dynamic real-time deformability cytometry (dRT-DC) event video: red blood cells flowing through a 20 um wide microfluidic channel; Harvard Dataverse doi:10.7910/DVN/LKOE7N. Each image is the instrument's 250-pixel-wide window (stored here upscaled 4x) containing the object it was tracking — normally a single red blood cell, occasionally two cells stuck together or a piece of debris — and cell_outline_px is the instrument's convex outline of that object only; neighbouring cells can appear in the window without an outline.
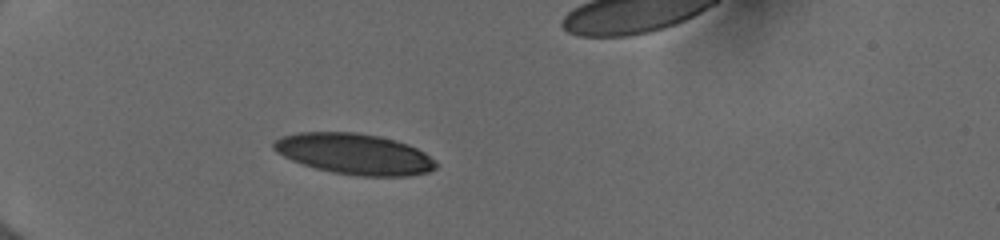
{"species": "human", "species_latin": "Homo sapiens", "temperature_condition": "cold", "stored_images_in_passage": 37, "camera_frame_rate_fps": 3000, "um_per_image_px": 0.085, "donor": {"sex": "female"}, "frame": {"image": 1, "passage_image": 1, "time_ms": 0.0, "image_size_px": [1000, 240], "cell_outline_px": [[436, 168], [428, 172], [408, 176], [360, 176], [332, 172], [316, 168], [292, 160], [276, 152], [272, 148], [272, 144], [280, 136], [300, 132], [356, 132], [380, 136], [408, 144], [424, 152], [436, 160]], "centroid_in_image_um": [30.13, 13.08], "position_along_channel_um": 54.9, "area_um2": 38.61}}
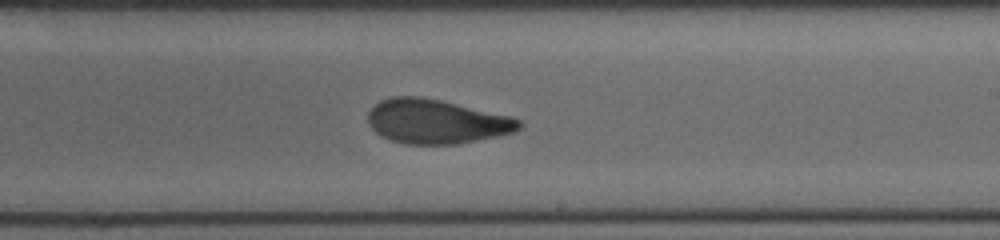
{"frame": {"image": 2, "passage_image": 18, "time_ms": 5.667, "image_size_px": [1000, 240], "cell_outline_px": [[524, 124], [516, 132], [456, 144], [404, 144], [380, 136], [368, 124], [368, 112], [380, 100], [392, 96], [420, 96], [440, 100], [512, 116], [520, 120]], "centroid_in_image_um": [37.09, 10.32], "position_along_channel_um": 251.9, "area_um2": 39.07}}
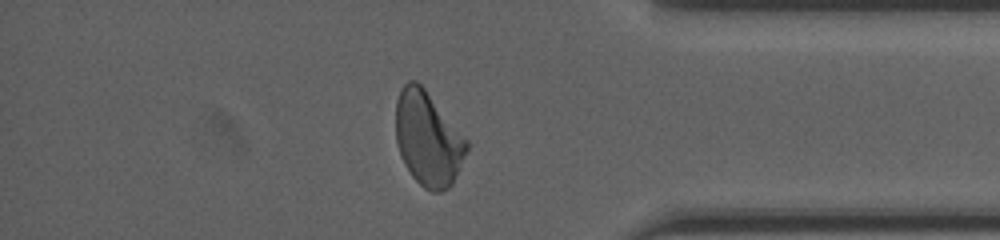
{"frame": {"image": 3, "passage_image": 30, "time_ms": 9.667, "image_size_px": [1000, 240], "cell_outline_px": [[468, 148], [452, 184], [448, 188], [440, 192], [432, 192], [424, 188], [412, 176], [404, 164], [400, 156], [396, 140], [396, 100], [400, 88], [408, 80], [416, 80], [424, 88], [468, 140]], "centroid_in_image_um": [36.35, 11.79], "position_along_channel_um": 398.8, "area_um2": 38.84}, "authors_computed_cell_mechanics": {"area_um2": 39.0728, "velocity_mm_per_s": 3.9926, "shape_relaxation_time_tau1_ms": 6.2432, "shape_relaxation_time_tau2_ms": 1.6817, "deformation_change_tau1": 0.2016, "deformation_change_tau2": 0.0862}}